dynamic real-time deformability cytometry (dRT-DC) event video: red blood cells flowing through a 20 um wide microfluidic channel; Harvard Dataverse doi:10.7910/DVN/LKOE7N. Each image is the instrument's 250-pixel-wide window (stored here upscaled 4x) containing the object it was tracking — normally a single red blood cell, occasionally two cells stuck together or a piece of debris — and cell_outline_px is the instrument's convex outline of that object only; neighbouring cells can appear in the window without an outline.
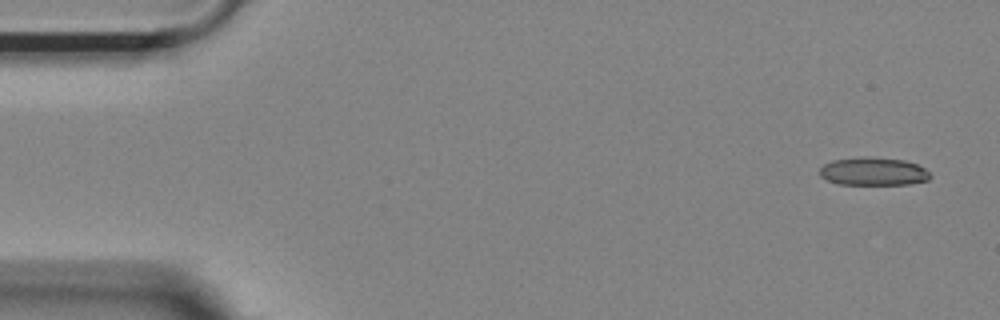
{"species": "Egyptian fruit bat (a non-hibernating species)", "species_latin": "Rousettus aegyptiacus", "temperature_condition": "room temperature", "stored_images_in_passage": 15, "camera_frame_rate_fps": 3000, "um_per_image_px": 0.085, "animal": {"sex": "female"}, "frame": {"image": 1, "passage_image": 1, "time_ms": 0.0, "image_size_px": [1000, 320], "cell_outline_px": [[932, 176], [928, 180], [908, 184], [840, 184], [828, 180], [820, 176], [820, 168], [824, 164], [832, 160], [864, 156], [904, 160], [916, 164], [924, 168]], "centroid_in_image_um": [74.23, 14.56], "position_along_channel_um": 10.8, "area_um2": 17.98}}
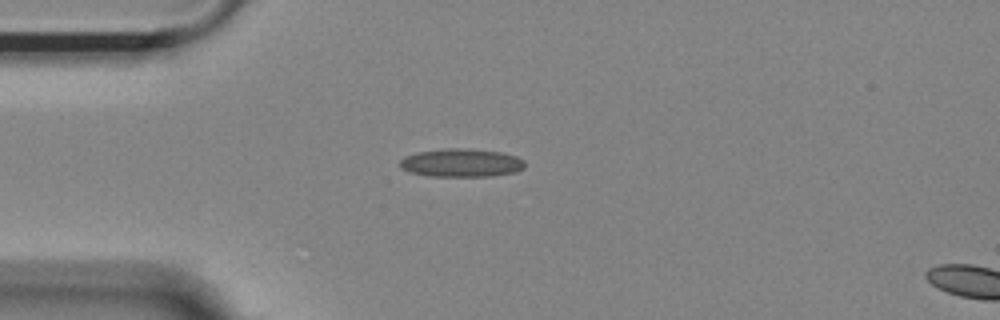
{"frame": {"image": 2, "passage_image": 12, "time_ms": 3.667, "image_size_px": [1000, 320], "cell_outline_px": [[524, 168], [516, 172], [492, 176], [428, 176], [408, 172], [400, 168], [400, 160], [404, 156], [416, 152], [448, 148], [468, 148], [504, 152], [516, 156], [524, 160]], "centroid_in_image_um": [39.21, 13.83], "position_along_channel_um": 45.8, "area_um2": 20.87}}